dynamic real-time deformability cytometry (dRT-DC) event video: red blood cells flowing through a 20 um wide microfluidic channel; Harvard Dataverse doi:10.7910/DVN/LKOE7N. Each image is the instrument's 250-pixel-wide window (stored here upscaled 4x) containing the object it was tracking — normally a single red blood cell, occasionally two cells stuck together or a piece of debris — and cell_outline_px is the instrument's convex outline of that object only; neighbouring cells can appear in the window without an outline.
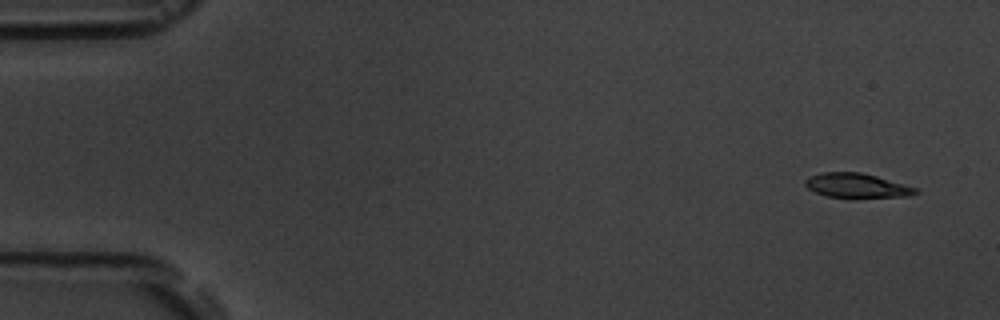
{"species": "common noctule bat (a hibernating species)", "species_latin": "Nyctalus noctula", "temperature_condition": "room temperature", "stored_images_in_passage": 6, "camera_frame_rate_fps": 3000, "um_per_image_px": 0.085, "animal": {"sex": "male", "body_mass_g": 19.5, "forearm_length_mm": 54.6}, "frame": {"image": 1, "passage_image": 1, "time_ms": 0.0, "image_size_px": [1000, 320], "cell_outline_px": [[920, 192], [908, 196], [828, 196], [816, 192], [808, 188], [804, 184], [804, 180], [820, 172], [860, 172], [876, 176], [916, 188]], "centroid_in_image_um": [72.79, 15.74], "position_along_channel_um": 12.2, "area_um2": 15.03}}
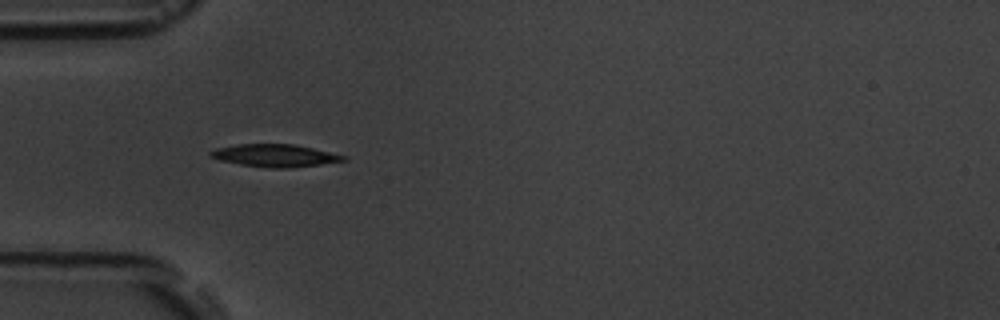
{"frame": {"image": 2, "passage_image": 5, "time_ms": 4.667, "image_size_px": [1000, 320], "cell_outline_px": [[348, 160], [320, 164], [288, 168], [272, 168], [240, 164], [220, 160], [208, 156], [208, 152], [216, 148], [236, 144], [292, 144], [312, 148], [348, 156]], "centroid_in_image_um": [23.35, 13.22], "position_along_channel_um": 61.6, "area_um2": 17.4}}
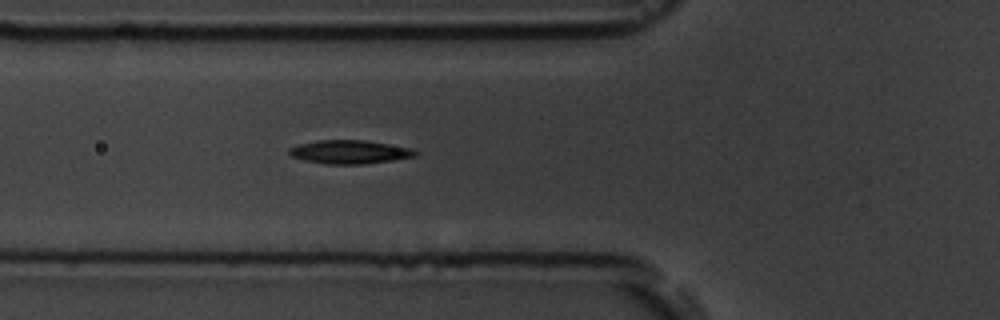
{"frame": {"image": 3, "passage_image": 6, "time_ms": 5.667, "image_size_px": [1000, 320], "cell_outline_px": [[420, 152], [416, 156], [392, 160], [364, 164], [328, 164], [304, 160], [292, 156], [288, 152], [288, 148], [300, 144], [316, 140], [364, 140], [412, 148]], "centroid_in_image_um": [29.73, 12.91], "position_along_channel_um": 96.1, "area_um2": 17.28}}